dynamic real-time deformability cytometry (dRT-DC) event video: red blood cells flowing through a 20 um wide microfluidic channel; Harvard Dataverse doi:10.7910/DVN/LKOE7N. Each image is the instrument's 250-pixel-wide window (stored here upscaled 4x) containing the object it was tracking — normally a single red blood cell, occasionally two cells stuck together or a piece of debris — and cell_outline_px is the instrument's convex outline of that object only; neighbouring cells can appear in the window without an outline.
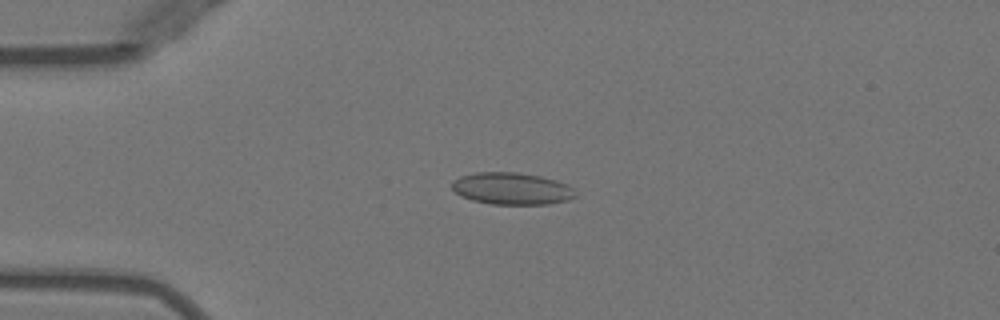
{"species": "Egyptian fruit bat (a non-hibernating species)", "species_latin": "Rousettus aegyptiacus", "temperature_condition": "warm", "stored_images_in_passage": 50, "camera_frame_rate_fps": 3000, "um_per_image_px": 0.085, "animal": {"sex": "female"}, "frame": {"image": 1, "passage_image": 12, "time_ms": 3.667, "image_size_px": [1000, 320], "cell_outline_px": [[576, 196], [568, 200], [548, 204], [492, 204], [472, 200], [460, 196], [452, 188], [452, 180], [460, 176], [476, 172], [516, 172], [540, 176], [556, 180], [568, 184], [576, 188]], "centroid_in_image_um": [43.52, 16.02], "position_along_channel_um": 41.5, "area_um2": 23.24}}
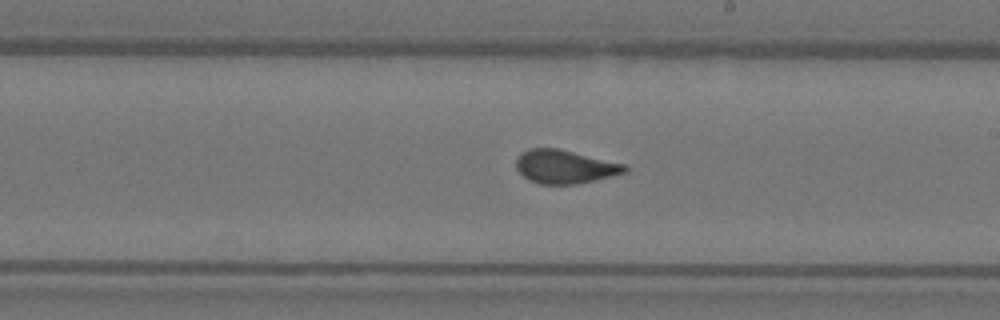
{"frame": {"image": 2, "passage_image": 29, "time_ms": 9.333, "image_size_px": [1000, 320], "cell_outline_px": [[628, 172], [596, 180], [576, 184], [540, 184], [528, 180], [516, 168], [516, 160], [520, 152], [528, 148], [560, 148], [628, 164]], "centroid_in_image_um": [48.05, 14.15], "position_along_channel_um": 240.9, "area_um2": 21.68}}
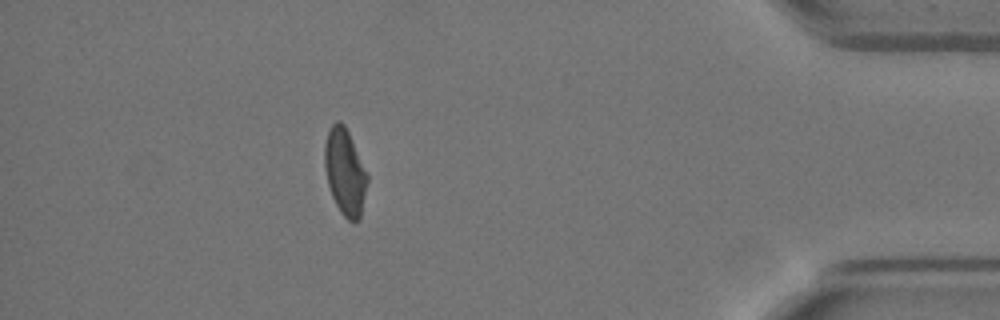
{"frame": {"image": 3, "passage_image": 45, "time_ms": 14.667, "image_size_px": [1000, 320], "cell_outline_px": [[368, 180], [360, 216], [356, 220], [348, 220], [340, 212], [332, 196], [328, 184], [324, 168], [324, 144], [328, 132], [332, 124], [336, 120], [340, 120], [344, 124], [348, 132], [368, 176]], "centroid_in_image_um": [29.29, 14.59], "position_along_channel_um": 405.9, "area_um2": 21.15}}